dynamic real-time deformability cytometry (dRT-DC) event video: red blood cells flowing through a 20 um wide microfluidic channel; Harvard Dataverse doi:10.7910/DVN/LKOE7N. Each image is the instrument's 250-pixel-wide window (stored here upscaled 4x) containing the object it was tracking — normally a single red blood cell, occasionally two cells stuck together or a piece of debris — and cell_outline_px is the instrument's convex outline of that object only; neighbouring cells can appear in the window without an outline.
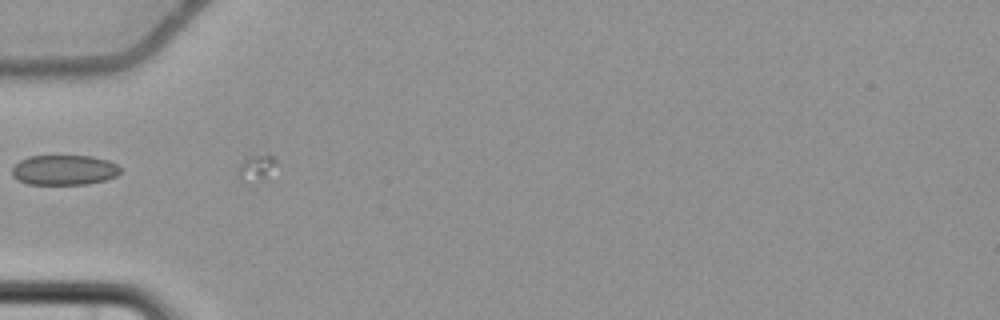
{"species": "common noctule bat (a hibernating species)", "species_latin": "Nyctalus noctula", "temperature_condition": "cold", "stored_images_in_passage": 6, "segment_of_instrument_passage": [2, 2], "camera_frame_rate_fps": 3000, "um_per_image_px": 0.085, "animal": {"sex": "female", "body_mass_g": 22.7, "forearm_length_mm": 54.2}, "frame": {"image": 1, "passage_image": 5, "time_ms": 5.667, "image_size_px": [1000, 320], "cell_outline_px": [[120, 172], [116, 176], [108, 180], [88, 184], [28, 184], [16, 180], [12, 176], [12, 168], [20, 160], [28, 156], [92, 156], [108, 160], [116, 164], [120, 168]], "centroid_in_image_um": [5.45, 14.45], "position_along_channel_um": 79.5, "area_um2": 19.13}}